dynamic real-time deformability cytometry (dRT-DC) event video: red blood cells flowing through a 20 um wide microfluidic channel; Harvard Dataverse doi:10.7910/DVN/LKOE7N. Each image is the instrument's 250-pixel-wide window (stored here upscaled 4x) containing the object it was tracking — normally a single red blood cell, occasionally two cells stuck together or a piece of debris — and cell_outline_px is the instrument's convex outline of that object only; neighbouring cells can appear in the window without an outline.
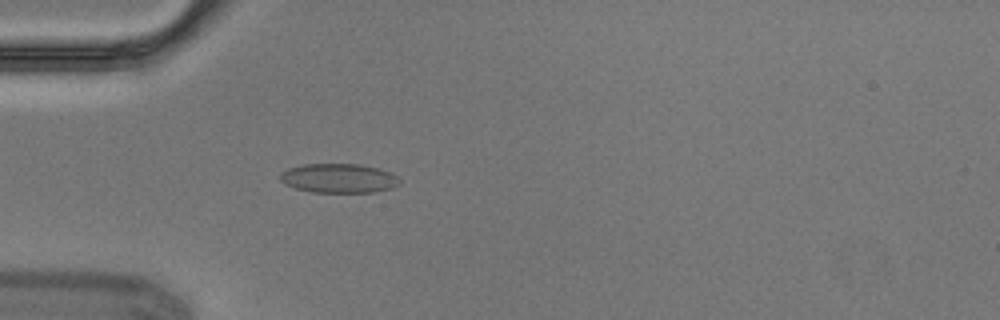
{"species": "Egyptian fruit bat (a non-hibernating species)", "species_latin": "Rousettus aegyptiacus", "temperature_condition": "cold", "stored_images_in_passage": 2, "camera_frame_rate_fps": 3000, "um_per_image_px": 0.085, "animal": {"sex": "male"}, "frame": {"image": 1, "passage_image": 2, "time_ms": 0.333, "image_size_px": [1000, 320], "cell_outline_px": [[400, 184], [392, 188], [376, 192], [312, 192], [296, 188], [280, 180], [280, 172], [288, 168], [304, 164], [360, 164], [392, 172], [400, 180]], "centroid_in_image_um": [28.82, 15.15], "position_along_channel_um": 56.2, "area_um2": 20.35}}